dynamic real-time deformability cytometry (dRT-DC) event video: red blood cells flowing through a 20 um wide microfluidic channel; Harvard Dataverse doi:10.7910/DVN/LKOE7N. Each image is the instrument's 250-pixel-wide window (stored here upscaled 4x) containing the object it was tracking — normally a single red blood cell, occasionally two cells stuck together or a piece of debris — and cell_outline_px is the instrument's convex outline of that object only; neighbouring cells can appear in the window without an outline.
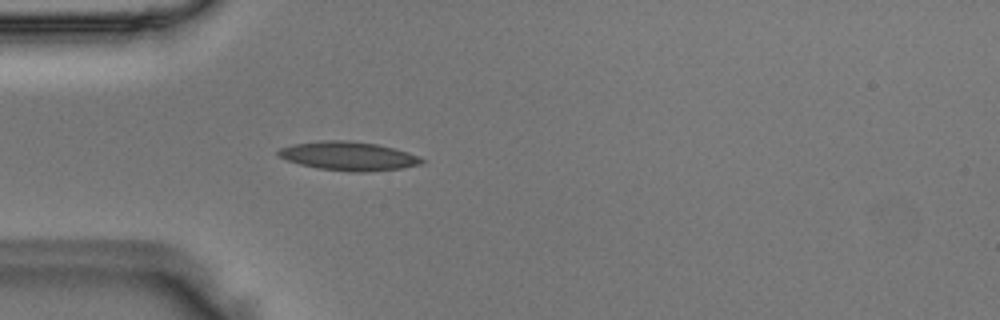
{"species": "Egyptian fruit bat (a non-hibernating species)", "species_latin": "Rousettus aegyptiacus", "temperature_condition": "room temperature", "stored_images_in_passage": 36, "camera_frame_rate_fps": 3000, "um_per_image_px": 0.085, "animal": {"sex": "male"}, "frame": {"image": 1, "passage_image": 1, "time_ms": 0.0, "image_size_px": [1000, 320], "cell_outline_px": [[424, 160], [420, 164], [400, 168], [364, 172], [352, 172], [316, 168], [300, 164], [288, 160], [280, 156], [276, 152], [280, 148], [292, 144], [320, 140], [348, 140], [376, 144], [408, 152]], "centroid_in_image_um": [29.57, 13.26], "position_along_channel_um": 55.4, "area_um2": 23.81}}
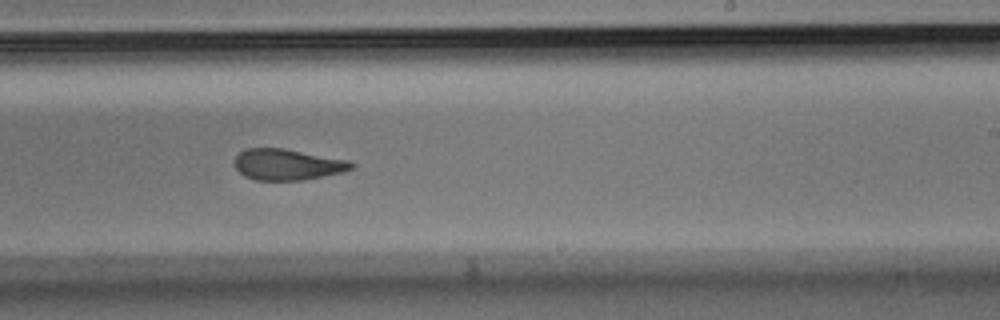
{"frame": {"image": 2, "passage_image": 17, "time_ms": 5.333, "image_size_px": [1000, 320], "cell_outline_px": [[356, 164], [352, 168], [344, 172], [300, 180], [256, 180], [244, 176], [236, 168], [236, 156], [244, 148], [284, 148], [348, 160]], "centroid_in_image_um": [24.44, 13.98], "position_along_channel_um": 264.6, "area_um2": 21.04}}
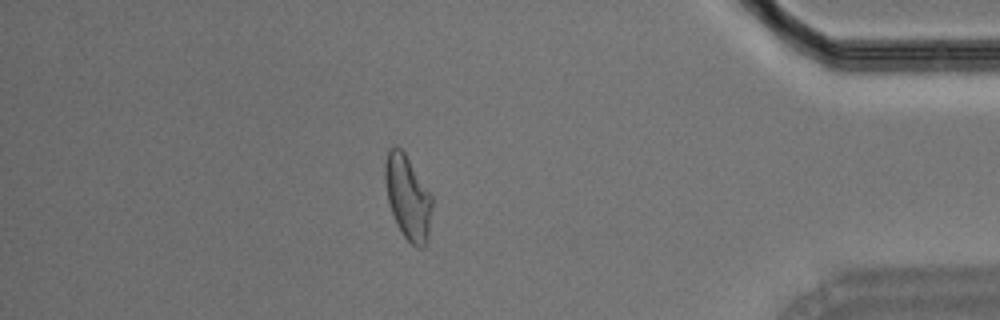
{"frame": {"image": 3, "passage_image": 30, "time_ms": 9.667, "image_size_px": [1000, 320], "cell_outline_px": [[432, 208], [428, 236], [424, 248], [416, 248], [404, 236], [396, 224], [388, 204], [384, 180], [384, 164], [388, 148], [392, 144], [396, 144], [404, 152], [432, 196]], "centroid_in_image_um": [34.63, 16.76], "position_along_channel_um": 400.6, "area_um2": 23.29}}